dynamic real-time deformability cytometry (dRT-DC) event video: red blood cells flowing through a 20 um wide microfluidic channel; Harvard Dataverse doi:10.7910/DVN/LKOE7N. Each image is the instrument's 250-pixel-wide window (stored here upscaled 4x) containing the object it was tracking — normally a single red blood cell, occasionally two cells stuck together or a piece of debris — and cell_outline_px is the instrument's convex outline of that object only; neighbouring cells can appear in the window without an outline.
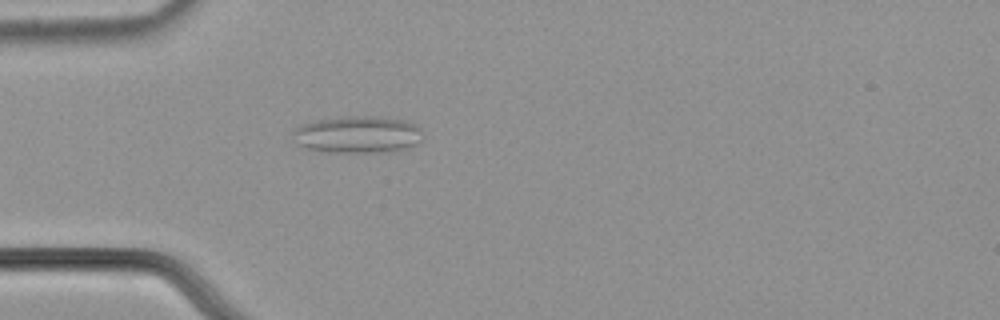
{"species": "common noctule bat (a hibernating species)", "species_latin": "Nyctalus noctula", "temperature_condition": "cold", "stored_images_in_passage": 46, "camera_frame_rate_fps": 3000, "um_per_image_px": 0.085, "animal": {"sex": "male", "body_mass_g": 21.5, "forearm_length_mm": 52.0}, "frame": {"image": 1, "passage_image": 7, "time_ms": 2.0, "image_size_px": [1000, 320], "cell_outline_px": [[420, 140], [416, 144], [404, 148], [380, 152], [320, 152], [304, 148], [296, 144], [292, 132], [296, 128], [312, 120], [348, 116], [380, 116], [404, 120], [416, 124], [420, 128]], "centroid_in_image_um": [30.34, 11.43], "position_along_channel_um": 54.7, "area_um2": 28.15}}
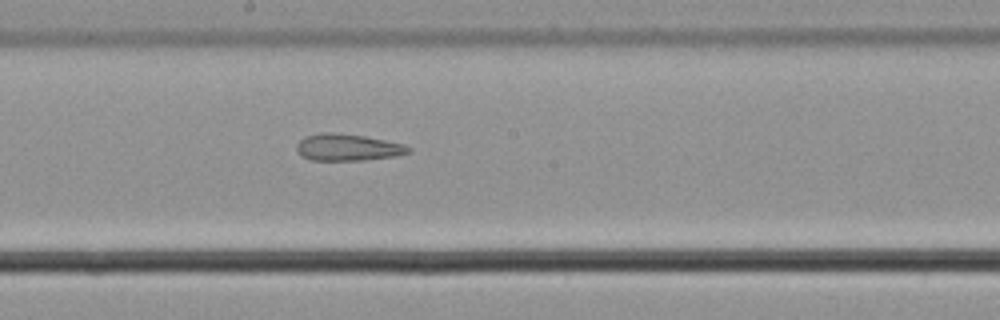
{"frame": {"image": 2, "passage_image": 21, "time_ms": 6.667, "image_size_px": [1000, 320], "cell_outline_px": [[412, 148], [408, 152], [396, 156], [364, 160], [312, 160], [300, 156], [296, 148], [296, 144], [304, 136], [320, 132], [336, 132], [364, 136], [404, 144]], "centroid_in_image_um": [29.51, 12.52], "position_along_channel_um": 218.7, "area_um2": 17.57}}
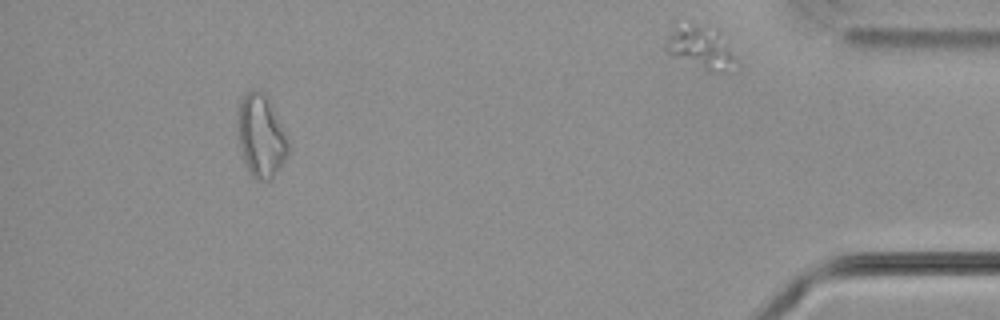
{"frame": {"image": 3, "passage_image": 42, "time_ms": 13.667, "image_size_px": [1000, 320], "cell_outline_px": [[288, 156], [272, 180], [256, 180], [248, 172], [244, 160], [236, 128], [236, 120], [240, 96], [248, 88], [256, 88], [268, 96], [284, 128], [288, 140]], "centroid_in_image_um": [22.17, 11.49], "position_along_channel_um": 413.0, "area_um2": 25.2}, "authors_computed_cell_mechanics": {"area_um2": 20.0855, "velocity_mm_per_s": 3.6762, "shape_relaxation_time_tau1_ms": null, "shape_relaxation_time_tau2_ms": 4.7295, "deformation_change_tau1": null, "deformation_change_tau2": 0.1555}}